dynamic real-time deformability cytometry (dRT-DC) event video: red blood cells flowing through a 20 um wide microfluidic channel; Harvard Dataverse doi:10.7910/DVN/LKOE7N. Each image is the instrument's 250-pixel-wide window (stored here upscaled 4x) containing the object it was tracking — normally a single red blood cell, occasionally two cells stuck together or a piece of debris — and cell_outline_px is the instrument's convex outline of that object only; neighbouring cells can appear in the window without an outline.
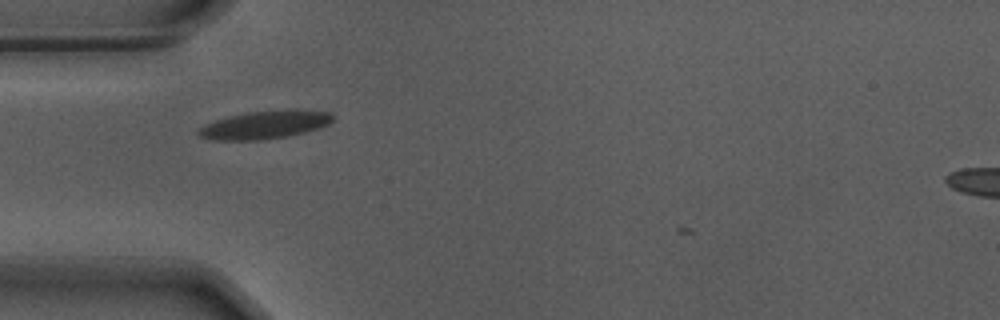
{"species": "Egyptian fruit bat (a non-hibernating species)", "species_latin": "Rousettus aegyptiacus", "temperature_condition": "warm", "stored_images_in_passage": 35, "camera_frame_rate_fps": 3000, "um_per_image_px": 0.085, "animal": {"sex": "male"}, "frame": {"image": 1, "passage_image": 3, "time_ms": 0.667, "image_size_px": [1000, 320], "cell_outline_px": [[332, 120], [328, 124], [304, 132], [288, 136], [264, 140], [212, 140], [200, 136], [196, 132], [204, 124], [216, 120], [244, 112], [328, 112], [332, 116]], "centroid_in_image_um": [22.37, 10.66], "position_along_channel_um": 62.6, "area_um2": 20.87}}
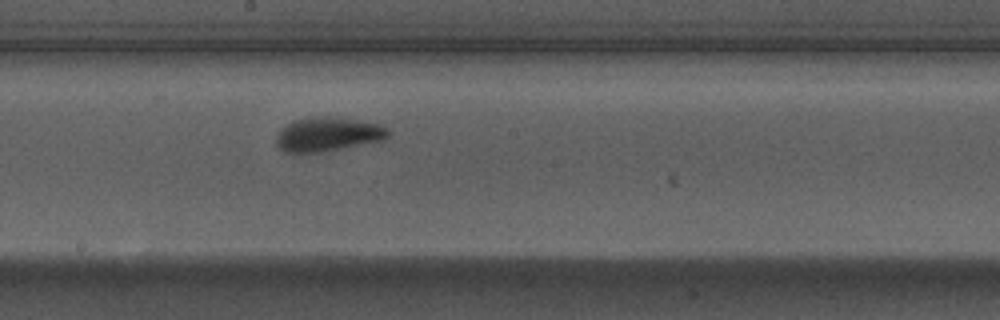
{"frame": {"image": 2, "passage_image": 16, "time_ms": 5.0, "image_size_px": [1000, 320], "cell_outline_px": [[392, 132], [384, 140], [320, 152], [284, 152], [276, 144], [276, 136], [288, 124], [296, 120], [308, 116], [332, 116], [380, 124], [388, 128]], "centroid_in_image_um": [27.91, 11.4], "position_along_channel_um": 220.3, "area_um2": 22.14}}
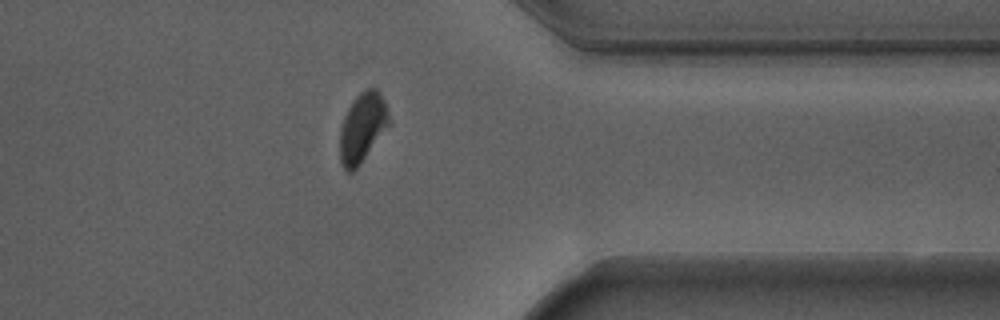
{"frame": {"image": 3, "passage_image": 30, "time_ms": 9.667, "image_size_px": [1000, 320], "cell_outline_px": [[392, 124], [356, 168], [352, 172], [348, 172], [344, 168], [340, 160], [340, 132], [344, 116], [348, 108], [356, 96], [364, 88], [376, 88], [384, 100], [392, 120]], "centroid_in_image_um": [30.85, 10.82], "position_along_channel_um": 380.6, "area_um2": 20.06}}